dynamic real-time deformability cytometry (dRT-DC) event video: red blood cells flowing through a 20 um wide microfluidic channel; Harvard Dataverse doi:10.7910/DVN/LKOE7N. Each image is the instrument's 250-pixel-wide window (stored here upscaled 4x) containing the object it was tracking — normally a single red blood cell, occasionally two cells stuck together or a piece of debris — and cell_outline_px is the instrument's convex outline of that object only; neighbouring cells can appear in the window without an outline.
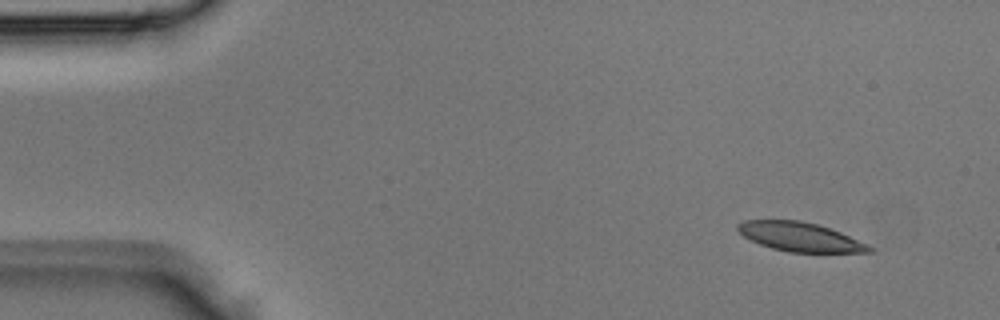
{"species": "Egyptian fruit bat (a non-hibernating species)", "species_latin": "Rousettus aegyptiacus", "temperature_condition": "room temperature", "stored_images_in_passage": 4, "segment_of_instrument_passage": [1, 2], "camera_frame_rate_fps": 3000, "um_per_image_px": 0.085, "animal": {"sex": "male"}, "frame": {"image": 1, "passage_image": 1, "time_ms": 0.0, "image_size_px": [1000, 320], "cell_outline_px": [[872, 252], [788, 252], [772, 248], [760, 244], [744, 236], [736, 228], [736, 224], [744, 220], [800, 220], [816, 224], [840, 232], [872, 248]], "centroid_in_image_um": [67.92, 20.12], "position_along_channel_um": 17.1, "area_um2": 21.79}}
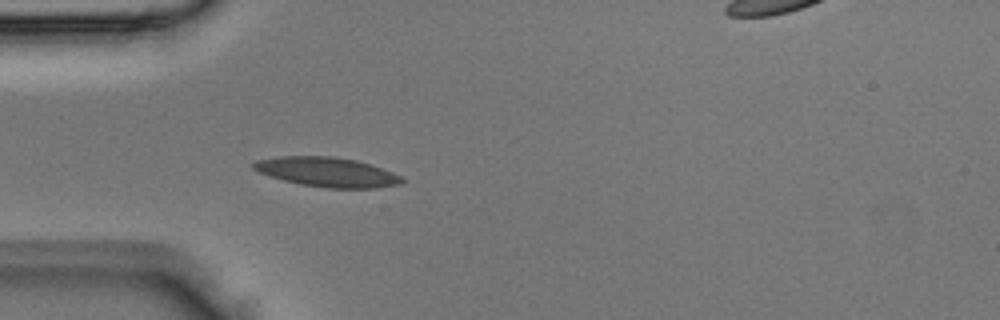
{"frame": {"image": 2, "passage_image": 3, "time_ms": 0.667, "image_size_px": [1000, 320], "cell_outline_px": [[408, 180], [400, 184], [376, 188], [328, 188], [300, 184], [284, 180], [260, 172], [252, 168], [252, 164], [256, 160], [280, 156], [332, 156], [356, 160], [392, 172]], "centroid_in_image_um": [27.82, 14.62], "position_along_channel_um": 57.2, "area_um2": 25.37}}